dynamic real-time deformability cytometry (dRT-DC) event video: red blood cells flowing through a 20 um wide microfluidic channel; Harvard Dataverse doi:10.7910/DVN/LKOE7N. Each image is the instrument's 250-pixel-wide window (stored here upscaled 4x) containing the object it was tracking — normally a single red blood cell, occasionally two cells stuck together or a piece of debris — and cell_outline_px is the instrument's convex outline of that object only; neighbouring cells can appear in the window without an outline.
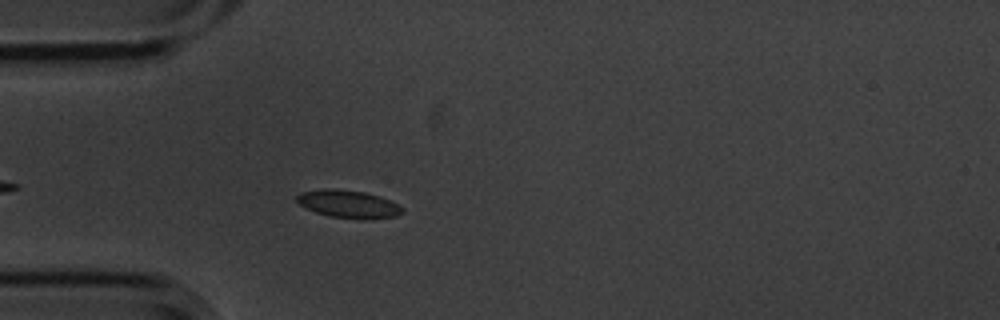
{"species": "common noctule bat (a hibernating species)", "species_latin": "Nyctalus noctula", "temperature_condition": "cold", "stored_images_in_passage": 3, "camera_frame_rate_fps": 3000, "um_per_image_px": 0.085, "animal": {"sex": "male", "body_mass_g": 20.1, "forearm_length_mm": 53.5}, "frame": {"image": 1, "passage_image": 3, "time_ms": 0.667, "image_size_px": [1000, 320], "cell_outline_px": [[404, 212], [396, 216], [368, 220], [360, 220], [332, 216], [316, 212], [300, 204], [296, 200], [296, 196], [300, 192], [324, 188], [328, 188], [364, 192], [380, 196], [404, 208]], "centroid_in_image_um": [29.64, 17.35], "position_along_channel_um": 55.4, "area_um2": 17.05}}